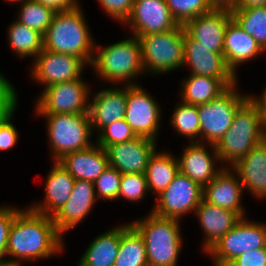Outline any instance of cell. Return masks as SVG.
<instances>
[{
  "label": "cell",
  "mask_w": 266,
  "mask_h": 266,
  "mask_svg": "<svg viewBox=\"0 0 266 266\" xmlns=\"http://www.w3.org/2000/svg\"><path fill=\"white\" fill-rule=\"evenodd\" d=\"M63 239L51 216L35 212L27 206L16 214L11 225L7 257L21 266L24 261L47 259L64 251Z\"/></svg>",
  "instance_id": "cell-1"
},
{
  "label": "cell",
  "mask_w": 266,
  "mask_h": 266,
  "mask_svg": "<svg viewBox=\"0 0 266 266\" xmlns=\"http://www.w3.org/2000/svg\"><path fill=\"white\" fill-rule=\"evenodd\" d=\"M81 6L54 14L43 35V49L77 56L91 66L96 42Z\"/></svg>",
  "instance_id": "cell-2"
},
{
  "label": "cell",
  "mask_w": 266,
  "mask_h": 266,
  "mask_svg": "<svg viewBox=\"0 0 266 266\" xmlns=\"http://www.w3.org/2000/svg\"><path fill=\"white\" fill-rule=\"evenodd\" d=\"M95 44L91 64L95 75L109 83L118 85H139L136 79L145 74L142 63L141 44L136 36L125 38L106 47ZM135 78V79H134ZM135 80V81H134Z\"/></svg>",
  "instance_id": "cell-3"
},
{
  "label": "cell",
  "mask_w": 266,
  "mask_h": 266,
  "mask_svg": "<svg viewBox=\"0 0 266 266\" xmlns=\"http://www.w3.org/2000/svg\"><path fill=\"white\" fill-rule=\"evenodd\" d=\"M148 213L142 219L130 222L143 238L148 266L178 265L183 246L180 220Z\"/></svg>",
  "instance_id": "cell-4"
},
{
  "label": "cell",
  "mask_w": 266,
  "mask_h": 266,
  "mask_svg": "<svg viewBox=\"0 0 266 266\" xmlns=\"http://www.w3.org/2000/svg\"><path fill=\"white\" fill-rule=\"evenodd\" d=\"M265 139L266 131L258 108L248 99L237 110L229 130L215 145L220 165L232 167Z\"/></svg>",
  "instance_id": "cell-5"
},
{
  "label": "cell",
  "mask_w": 266,
  "mask_h": 266,
  "mask_svg": "<svg viewBox=\"0 0 266 266\" xmlns=\"http://www.w3.org/2000/svg\"><path fill=\"white\" fill-rule=\"evenodd\" d=\"M43 116L47 126V139L52 161L65 154L85 150L93 145V134L89 114H36Z\"/></svg>",
  "instance_id": "cell-6"
},
{
  "label": "cell",
  "mask_w": 266,
  "mask_h": 266,
  "mask_svg": "<svg viewBox=\"0 0 266 266\" xmlns=\"http://www.w3.org/2000/svg\"><path fill=\"white\" fill-rule=\"evenodd\" d=\"M145 73L160 75L183 67L184 26L162 33L137 36Z\"/></svg>",
  "instance_id": "cell-7"
},
{
  "label": "cell",
  "mask_w": 266,
  "mask_h": 266,
  "mask_svg": "<svg viewBox=\"0 0 266 266\" xmlns=\"http://www.w3.org/2000/svg\"><path fill=\"white\" fill-rule=\"evenodd\" d=\"M237 84L216 99L197 105L201 143L216 145L231 127L237 110L249 99V95L239 92Z\"/></svg>",
  "instance_id": "cell-8"
},
{
  "label": "cell",
  "mask_w": 266,
  "mask_h": 266,
  "mask_svg": "<svg viewBox=\"0 0 266 266\" xmlns=\"http://www.w3.org/2000/svg\"><path fill=\"white\" fill-rule=\"evenodd\" d=\"M266 247V222L242 217L205 254L212 257V266H228L247 251Z\"/></svg>",
  "instance_id": "cell-9"
},
{
  "label": "cell",
  "mask_w": 266,
  "mask_h": 266,
  "mask_svg": "<svg viewBox=\"0 0 266 266\" xmlns=\"http://www.w3.org/2000/svg\"><path fill=\"white\" fill-rule=\"evenodd\" d=\"M91 87L83 78L47 86L38 95L37 114H89Z\"/></svg>",
  "instance_id": "cell-10"
},
{
  "label": "cell",
  "mask_w": 266,
  "mask_h": 266,
  "mask_svg": "<svg viewBox=\"0 0 266 266\" xmlns=\"http://www.w3.org/2000/svg\"><path fill=\"white\" fill-rule=\"evenodd\" d=\"M152 213L163 218L182 219L195 213L203 199V187L188 176L178 172L170 185L156 196Z\"/></svg>",
  "instance_id": "cell-11"
},
{
  "label": "cell",
  "mask_w": 266,
  "mask_h": 266,
  "mask_svg": "<svg viewBox=\"0 0 266 266\" xmlns=\"http://www.w3.org/2000/svg\"><path fill=\"white\" fill-rule=\"evenodd\" d=\"M139 85H127V101L124 120L137 137L157 141L161 127V108L158 101Z\"/></svg>",
  "instance_id": "cell-12"
},
{
  "label": "cell",
  "mask_w": 266,
  "mask_h": 266,
  "mask_svg": "<svg viewBox=\"0 0 266 266\" xmlns=\"http://www.w3.org/2000/svg\"><path fill=\"white\" fill-rule=\"evenodd\" d=\"M87 63L73 55L61 54L42 49L31 67L34 82L47 86L82 78Z\"/></svg>",
  "instance_id": "cell-13"
},
{
  "label": "cell",
  "mask_w": 266,
  "mask_h": 266,
  "mask_svg": "<svg viewBox=\"0 0 266 266\" xmlns=\"http://www.w3.org/2000/svg\"><path fill=\"white\" fill-rule=\"evenodd\" d=\"M183 66L190 68V74L220 79L228 88L238 82V78L228 68L223 54L209 51V47L193 39L185 29Z\"/></svg>",
  "instance_id": "cell-14"
},
{
  "label": "cell",
  "mask_w": 266,
  "mask_h": 266,
  "mask_svg": "<svg viewBox=\"0 0 266 266\" xmlns=\"http://www.w3.org/2000/svg\"><path fill=\"white\" fill-rule=\"evenodd\" d=\"M123 24L131 29V36L136 37L167 32L179 26L165 0H134L130 16Z\"/></svg>",
  "instance_id": "cell-15"
},
{
  "label": "cell",
  "mask_w": 266,
  "mask_h": 266,
  "mask_svg": "<svg viewBox=\"0 0 266 266\" xmlns=\"http://www.w3.org/2000/svg\"><path fill=\"white\" fill-rule=\"evenodd\" d=\"M157 141L136 137L105 148L109 166L121 174H145L150 157L157 149Z\"/></svg>",
  "instance_id": "cell-16"
},
{
  "label": "cell",
  "mask_w": 266,
  "mask_h": 266,
  "mask_svg": "<svg viewBox=\"0 0 266 266\" xmlns=\"http://www.w3.org/2000/svg\"><path fill=\"white\" fill-rule=\"evenodd\" d=\"M209 148H208V147ZM208 149H210L208 151ZM210 152V153H209ZM179 172L188 176L202 187L209 184L224 168L216 167L220 161L215 145L192 142L184 146L183 152L177 157Z\"/></svg>",
  "instance_id": "cell-17"
},
{
  "label": "cell",
  "mask_w": 266,
  "mask_h": 266,
  "mask_svg": "<svg viewBox=\"0 0 266 266\" xmlns=\"http://www.w3.org/2000/svg\"><path fill=\"white\" fill-rule=\"evenodd\" d=\"M97 197L94 182L75 180L72 193L63 207L52 217L58 232L63 236L76 227L91 212Z\"/></svg>",
  "instance_id": "cell-18"
},
{
  "label": "cell",
  "mask_w": 266,
  "mask_h": 266,
  "mask_svg": "<svg viewBox=\"0 0 266 266\" xmlns=\"http://www.w3.org/2000/svg\"><path fill=\"white\" fill-rule=\"evenodd\" d=\"M232 19L231 10L213 9L187 21L183 26L193 39L209 47V51L223 54L225 31Z\"/></svg>",
  "instance_id": "cell-19"
},
{
  "label": "cell",
  "mask_w": 266,
  "mask_h": 266,
  "mask_svg": "<svg viewBox=\"0 0 266 266\" xmlns=\"http://www.w3.org/2000/svg\"><path fill=\"white\" fill-rule=\"evenodd\" d=\"M243 192L244 188L238 174L231 167H224L209 184L203 187V200L245 217V207L241 204Z\"/></svg>",
  "instance_id": "cell-20"
},
{
  "label": "cell",
  "mask_w": 266,
  "mask_h": 266,
  "mask_svg": "<svg viewBox=\"0 0 266 266\" xmlns=\"http://www.w3.org/2000/svg\"><path fill=\"white\" fill-rule=\"evenodd\" d=\"M121 87H106L96 94L94 92V97L89 100V116L93 133L96 130L98 133L103 127L114 121L124 119L127 85Z\"/></svg>",
  "instance_id": "cell-21"
},
{
  "label": "cell",
  "mask_w": 266,
  "mask_h": 266,
  "mask_svg": "<svg viewBox=\"0 0 266 266\" xmlns=\"http://www.w3.org/2000/svg\"><path fill=\"white\" fill-rule=\"evenodd\" d=\"M48 171L45 180L43 202L30 204L31 210L53 217L67 202L72 193L75 179L58 162Z\"/></svg>",
  "instance_id": "cell-22"
},
{
  "label": "cell",
  "mask_w": 266,
  "mask_h": 266,
  "mask_svg": "<svg viewBox=\"0 0 266 266\" xmlns=\"http://www.w3.org/2000/svg\"><path fill=\"white\" fill-rule=\"evenodd\" d=\"M203 230L204 254L242 218L237 212L222 209L201 200L194 213Z\"/></svg>",
  "instance_id": "cell-23"
},
{
  "label": "cell",
  "mask_w": 266,
  "mask_h": 266,
  "mask_svg": "<svg viewBox=\"0 0 266 266\" xmlns=\"http://www.w3.org/2000/svg\"><path fill=\"white\" fill-rule=\"evenodd\" d=\"M58 162L75 180L94 182L109 166L106 150L98 144L65 154Z\"/></svg>",
  "instance_id": "cell-24"
},
{
  "label": "cell",
  "mask_w": 266,
  "mask_h": 266,
  "mask_svg": "<svg viewBox=\"0 0 266 266\" xmlns=\"http://www.w3.org/2000/svg\"><path fill=\"white\" fill-rule=\"evenodd\" d=\"M252 197L266 198V139L231 167Z\"/></svg>",
  "instance_id": "cell-25"
},
{
  "label": "cell",
  "mask_w": 266,
  "mask_h": 266,
  "mask_svg": "<svg viewBox=\"0 0 266 266\" xmlns=\"http://www.w3.org/2000/svg\"><path fill=\"white\" fill-rule=\"evenodd\" d=\"M263 53L266 52L259 46L256 40L232 19L225 31L223 56L233 74L238 77L237 68L239 65H244L247 61Z\"/></svg>",
  "instance_id": "cell-26"
},
{
  "label": "cell",
  "mask_w": 266,
  "mask_h": 266,
  "mask_svg": "<svg viewBox=\"0 0 266 266\" xmlns=\"http://www.w3.org/2000/svg\"><path fill=\"white\" fill-rule=\"evenodd\" d=\"M121 236L122 225L98 235L88 245L77 266H114Z\"/></svg>",
  "instance_id": "cell-27"
},
{
  "label": "cell",
  "mask_w": 266,
  "mask_h": 266,
  "mask_svg": "<svg viewBox=\"0 0 266 266\" xmlns=\"http://www.w3.org/2000/svg\"><path fill=\"white\" fill-rule=\"evenodd\" d=\"M181 82V102L190 105L205 104L219 97L228 87L217 78L190 74Z\"/></svg>",
  "instance_id": "cell-28"
},
{
  "label": "cell",
  "mask_w": 266,
  "mask_h": 266,
  "mask_svg": "<svg viewBox=\"0 0 266 266\" xmlns=\"http://www.w3.org/2000/svg\"><path fill=\"white\" fill-rule=\"evenodd\" d=\"M179 172L178 160L169 151L158 152L150 157L145 172L149 193L159 195Z\"/></svg>",
  "instance_id": "cell-29"
},
{
  "label": "cell",
  "mask_w": 266,
  "mask_h": 266,
  "mask_svg": "<svg viewBox=\"0 0 266 266\" xmlns=\"http://www.w3.org/2000/svg\"><path fill=\"white\" fill-rule=\"evenodd\" d=\"M114 266H148L143 238L130 222L122 225L120 247Z\"/></svg>",
  "instance_id": "cell-30"
},
{
  "label": "cell",
  "mask_w": 266,
  "mask_h": 266,
  "mask_svg": "<svg viewBox=\"0 0 266 266\" xmlns=\"http://www.w3.org/2000/svg\"><path fill=\"white\" fill-rule=\"evenodd\" d=\"M7 33L10 48L19 58L34 57V60L43 49V34L17 20L8 26Z\"/></svg>",
  "instance_id": "cell-31"
},
{
  "label": "cell",
  "mask_w": 266,
  "mask_h": 266,
  "mask_svg": "<svg viewBox=\"0 0 266 266\" xmlns=\"http://www.w3.org/2000/svg\"><path fill=\"white\" fill-rule=\"evenodd\" d=\"M232 18L266 52V6L235 8Z\"/></svg>",
  "instance_id": "cell-32"
},
{
  "label": "cell",
  "mask_w": 266,
  "mask_h": 266,
  "mask_svg": "<svg viewBox=\"0 0 266 266\" xmlns=\"http://www.w3.org/2000/svg\"><path fill=\"white\" fill-rule=\"evenodd\" d=\"M173 110L170 118L172 128L176 133L184 135L192 142H200V120L197 105H190L181 101Z\"/></svg>",
  "instance_id": "cell-33"
},
{
  "label": "cell",
  "mask_w": 266,
  "mask_h": 266,
  "mask_svg": "<svg viewBox=\"0 0 266 266\" xmlns=\"http://www.w3.org/2000/svg\"><path fill=\"white\" fill-rule=\"evenodd\" d=\"M19 8L16 20L44 35L55 13L36 0L25 1Z\"/></svg>",
  "instance_id": "cell-34"
},
{
  "label": "cell",
  "mask_w": 266,
  "mask_h": 266,
  "mask_svg": "<svg viewBox=\"0 0 266 266\" xmlns=\"http://www.w3.org/2000/svg\"><path fill=\"white\" fill-rule=\"evenodd\" d=\"M165 2L179 25H184L187 21L214 9L209 0H165Z\"/></svg>",
  "instance_id": "cell-35"
},
{
  "label": "cell",
  "mask_w": 266,
  "mask_h": 266,
  "mask_svg": "<svg viewBox=\"0 0 266 266\" xmlns=\"http://www.w3.org/2000/svg\"><path fill=\"white\" fill-rule=\"evenodd\" d=\"M96 137V144L105 149L107 146L132 140L137 135L124 119H120L103 127Z\"/></svg>",
  "instance_id": "cell-36"
},
{
  "label": "cell",
  "mask_w": 266,
  "mask_h": 266,
  "mask_svg": "<svg viewBox=\"0 0 266 266\" xmlns=\"http://www.w3.org/2000/svg\"><path fill=\"white\" fill-rule=\"evenodd\" d=\"M146 175L141 173L122 174L118 198L128 202H140L148 195Z\"/></svg>",
  "instance_id": "cell-37"
},
{
  "label": "cell",
  "mask_w": 266,
  "mask_h": 266,
  "mask_svg": "<svg viewBox=\"0 0 266 266\" xmlns=\"http://www.w3.org/2000/svg\"><path fill=\"white\" fill-rule=\"evenodd\" d=\"M122 174L115 168H108L94 181L97 199L118 200Z\"/></svg>",
  "instance_id": "cell-38"
},
{
  "label": "cell",
  "mask_w": 266,
  "mask_h": 266,
  "mask_svg": "<svg viewBox=\"0 0 266 266\" xmlns=\"http://www.w3.org/2000/svg\"><path fill=\"white\" fill-rule=\"evenodd\" d=\"M108 17L123 23L128 19L132 11L134 0H97Z\"/></svg>",
  "instance_id": "cell-39"
},
{
  "label": "cell",
  "mask_w": 266,
  "mask_h": 266,
  "mask_svg": "<svg viewBox=\"0 0 266 266\" xmlns=\"http://www.w3.org/2000/svg\"><path fill=\"white\" fill-rule=\"evenodd\" d=\"M21 209L14 206H0V260L7 257V240L11 225Z\"/></svg>",
  "instance_id": "cell-40"
},
{
  "label": "cell",
  "mask_w": 266,
  "mask_h": 266,
  "mask_svg": "<svg viewBox=\"0 0 266 266\" xmlns=\"http://www.w3.org/2000/svg\"><path fill=\"white\" fill-rule=\"evenodd\" d=\"M17 106L11 110L7 115L0 118V151H7L10 148L16 146L18 142V131L14 124H12V118Z\"/></svg>",
  "instance_id": "cell-41"
},
{
  "label": "cell",
  "mask_w": 266,
  "mask_h": 266,
  "mask_svg": "<svg viewBox=\"0 0 266 266\" xmlns=\"http://www.w3.org/2000/svg\"><path fill=\"white\" fill-rule=\"evenodd\" d=\"M17 94L12 83L0 73V118L18 106Z\"/></svg>",
  "instance_id": "cell-42"
},
{
  "label": "cell",
  "mask_w": 266,
  "mask_h": 266,
  "mask_svg": "<svg viewBox=\"0 0 266 266\" xmlns=\"http://www.w3.org/2000/svg\"><path fill=\"white\" fill-rule=\"evenodd\" d=\"M228 266H266V247L242 253Z\"/></svg>",
  "instance_id": "cell-43"
},
{
  "label": "cell",
  "mask_w": 266,
  "mask_h": 266,
  "mask_svg": "<svg viewBox=\"0 0 266 266\" xmlns=\"http://www.w3.org/2000/svg\"><path fill=\"white\" fill-rule=\"evenodd\" d=\"M43 6L48 7L54 13L64 12L74 9L81 4L78 0H36Z\"/></svg>",
  "instance_id": "cell-44"
},
{
  "label": "cell",
  "mask_w": 266,
  "mask_h": 266,
  "mask_svg": "<svg viewBox=\"0 0 266 266\" xmlns=\"http://www.w3.org/2000/svg\"><path fill=\"white\" fill-rule=\"evenodd\" d=\"M249 99L257 106L261 116L263 128L266 131V88L263 90V93L260 97L249 95Z\"/></svg>",
  "instance_id": "cell-45"
},
{
  "label": "cell",
  "mask_w": 266,
  "mask_h": 266,
  "mask_svg": "<svg viewBox=\"0 0 266 266\" xmlns=\"http://www.w3.org/2000/svg\"><path fill=\"white\" fill-rule=\"evenodd\" d=\"M214 9L233 10L237 8L239 0H209Z\"/></svg>",
  "instance_id": "cell-46"
},
{
  "label": "cell",
  "mask_w": 266,
  "mask_h": 266,
  "mask_svg": "<svg viewBox=\"0 0 266 266\" xmlns=\"http://www.w3.org/2000/svg\"><path fill=\"white\" fill-rule=\"evenodd\" d=\"M266 6V0H239L237 8Z\"/></svg>",
  "instance_id": "cell-47"
},
{
  "label": "cell",
  "mask_w": 266,
  "mask_h": 266,
  "mask_svg": "<svg viewBox=\"0 0 266 266\" xmlns=\"http://www.w3.org/2000/svg\"><path fill=\"white\" fill-rule=\"evenodd\" d=\"M0 266H21L19 263L13 262L9 259L0 260Z\"/></svg>",
  "instance_id": "cell-48"
},
{
  "label": "cell",
  "mask_w": 266,
  "mask_h": 266,
  "mask_svg": "<svg viewBox=\"0 0 266 266\" xmlns=\"http://www.w3.org/2000/svg\"><path fill=\"white\" fill-rule=\"evenodd\" d=\"M6 2H10V3H18L19 2V4H21V3H24L25 1H28V0H5Z\"/></svg>",
  "instance_id": "cell-49"
}]
</instances>
